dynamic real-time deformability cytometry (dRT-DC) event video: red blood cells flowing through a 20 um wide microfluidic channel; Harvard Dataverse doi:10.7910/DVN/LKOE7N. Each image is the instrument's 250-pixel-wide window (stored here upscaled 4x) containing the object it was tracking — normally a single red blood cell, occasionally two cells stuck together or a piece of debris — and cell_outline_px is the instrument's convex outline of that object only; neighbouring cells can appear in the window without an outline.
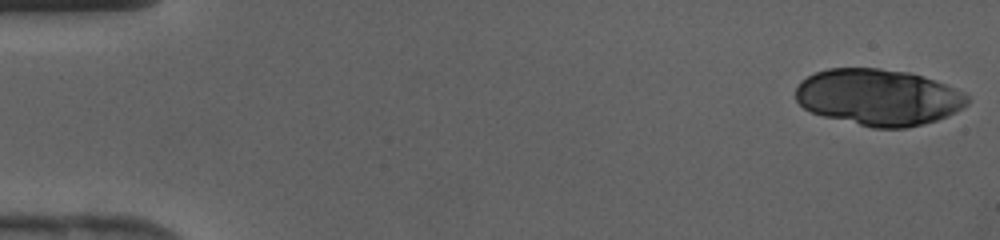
{"species": "human", "species_latin": "Homo sapiens", "temperature_condition": "cold", "stored_images_in_passage": 41, "segment_of_instrument_passage": [1, 2], "camera_frame_rate_fps": 3000, "um_per_image_px": 0.085, "donor": {"sex": "female"}, "frame": {"image": 1, "passage_image": 1, "time_ms": 0.0, "image_size_px": [1000, 240], "cell_outline_px": [[968, 104], [964, 108], [948, 116], [924, 124], [908, 128], [872, 128], [824, 116], [812, 112], [804, 108], [796, 100], [796, 88], [800, 80], [816, 72], [828, 68], [880, 68], [912, 72], [924, 76], [964, 92], [968, 96]], "centroid_in_image_um": [74.68, 8.26], "position_along_channel_um": 10.3, "area_um2": 56.82}}
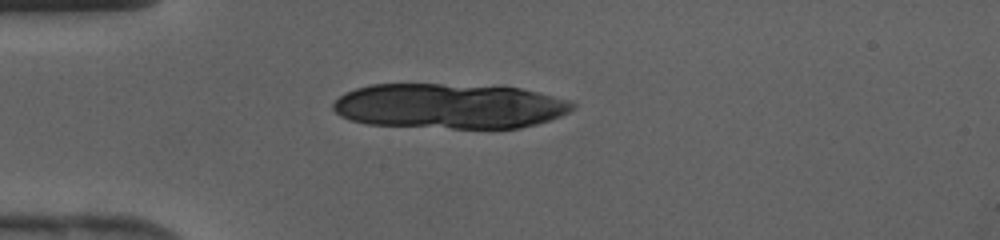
{"frame": {"image": 2, "passage_image": 11, "time_ms": 3.333, "image_size_px": [1000, 240], "cell_outline_px": [[576, 108], [560, 116], [536, 124], [520, 128], [452, 128], [368, 124], [352, 120], [340, 116], [332, 108], [332, 104], [344, 92], [356, 88], [372, 84], [440, 84], [520, 88], [572, 100], [576, 104]], "centroid_in_image_um": [38.21, 9.02], "position_along_channel_um": 46.8, "area_um2": 63.0}}